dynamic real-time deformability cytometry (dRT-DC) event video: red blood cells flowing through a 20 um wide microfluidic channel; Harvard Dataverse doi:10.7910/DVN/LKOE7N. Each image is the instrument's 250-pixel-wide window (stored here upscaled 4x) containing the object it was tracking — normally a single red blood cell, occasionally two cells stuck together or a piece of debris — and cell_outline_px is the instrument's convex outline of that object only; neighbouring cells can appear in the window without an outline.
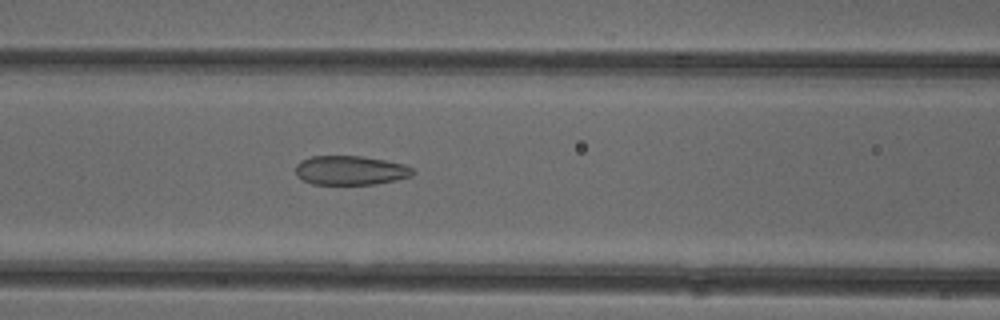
{"species": "common noctule bat (a hibernating species)", "species_latin": "Nyctalus noctula", "temperature_condition": "cold", "stored_images_in_passage": 52, "camera_frame_rate_fps": 3000, "um_per_image_px": 0.085, "animal": {"sex": "female"}, "frame": {"image": 1, "passage_image": 22, "time_ms": 7.0, "image_size_px": [1000, 320], "cell_outline_px": [[416, 172], [412, 176], [396, 180], [376, 184], [312, 184], [296, 176], [296, 164], [300, 160], [312, 156], [360, 156], [384, 160], [404, 164], [412, 168]], "centroid_in_image_um": [29.79, 14.48], "position_along_channel_um": 136.8, "area_um2": 20.0}}
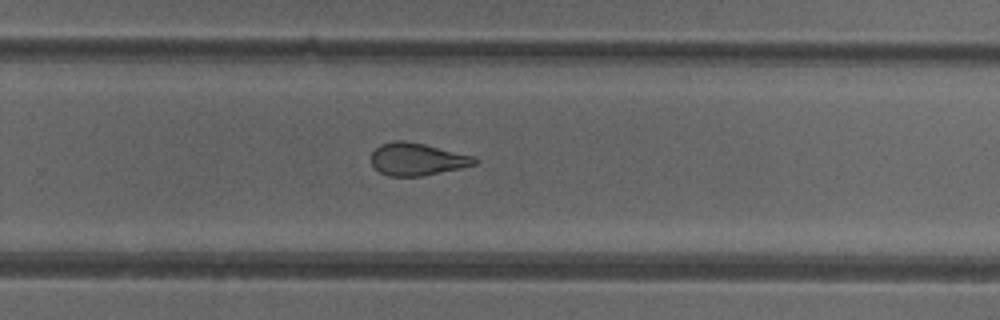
{"frame": {"image": 2, "passage_image": 34, "time_ms": 11.0, "image_size_px": [1000, 320], "cell_outline_px": [[480, 160], [476, 164], [460, 168], [424, 176], [388, 176], [380, 172], [372, 164], [372, 152], [380, 144], [396, 140], [404, 140], [424, 144], [472, 156]], "centroid_in_image_um": [35.45, 13.53], "position_along_channel_um": 294.4, "area_um2": 19.42}}
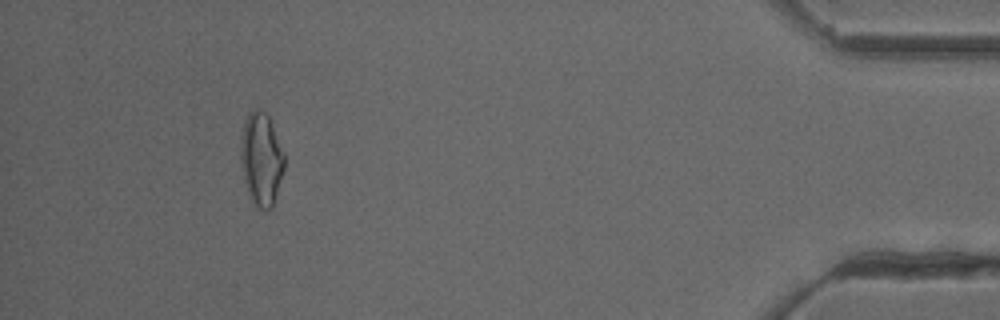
{"frame": {"image": 3, "passage_image": 48, "time_ms": 15.667, "image_size_px": [1000, 320], "cell_outline_px": [[284, 168], [272, 208], [260, 208], [252, 200], [248, 192], [244, 180], [240, 160], [240, 140], [244, 120], [248, 112], [256, 108], [260, 108], [268, 116], [284, 152]], "centroid_in_image_um": [22.19, 13.46], "position_along_channel_um": 413.0, "area_um2": 23.52}, "authors_computed_cell_mechanics": {"area_um2": 22.0218, "velocity_mm_per_s": 3.9413, "shape_relaxation_time_tau1_ms": null, "shape_relaxation_time_tau2_ms": 1.6581, "deformation_change_tau1": null, "deformation_change_tau2": 0.0861}}